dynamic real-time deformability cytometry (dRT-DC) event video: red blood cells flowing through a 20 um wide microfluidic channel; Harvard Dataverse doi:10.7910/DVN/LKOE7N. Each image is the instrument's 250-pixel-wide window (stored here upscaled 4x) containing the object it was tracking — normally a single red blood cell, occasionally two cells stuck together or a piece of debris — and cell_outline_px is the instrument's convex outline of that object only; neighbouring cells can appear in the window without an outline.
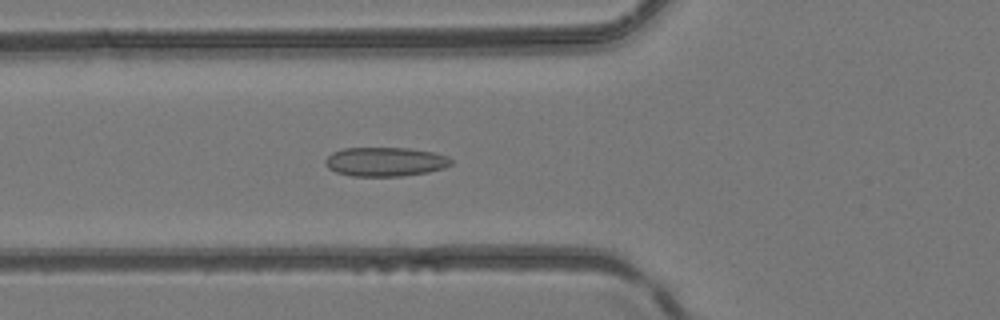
{"species": "common noctule bat (a hibernating species)", "species_latin": "Nyctalus noctula", "temperature_condition": "room temperature", "stored_images_in_passage": 49, "camera_frame_rate_fps": 3000, "um_per_image_px": 0.085, "animal": {"sex": "female", "body_mass_g": 24.6, "forearm_length_mm": 56.2}, "frame": {"image": 1, "passage_image": 19, "time_ms": 6.0, "image_size_px": [1000, 320], "cell_outline_px": [[452, 164], [444, 168], [428, 172], [400, 176], [352, 176], [336, 172], [328, 168], [324, 164], [324, 160], [332, 152], [344, 148], [408, 148], [432, 152], [448, 156], [452, 160]], "centroid_in_image_um": [32.73, 13.75], "position_along_channel_um": 93.1, "area_um2": 21.39}}
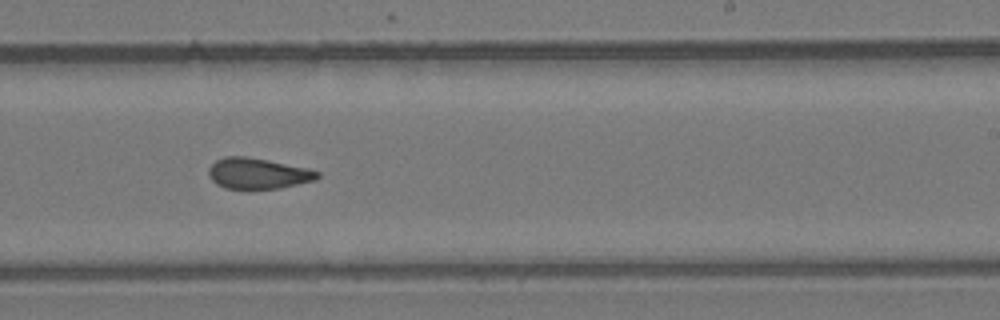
{"frame": {"image": 2, "passage_image": 31, "time_ms": 10.0, "image_size_px": [1000, 320], "cell_outline_px": [[320, 176], [316, 180], [280, 188], [224, 188], [216, 184], [208, 176], [208, 168], [216, 160], [224, 156], [248, 156], [308, 168], [320, 172]], "centroid_in_image_um": [21.91, 14.73], "position_along_channel_um": 267.1, "area_um2": 19.59}}
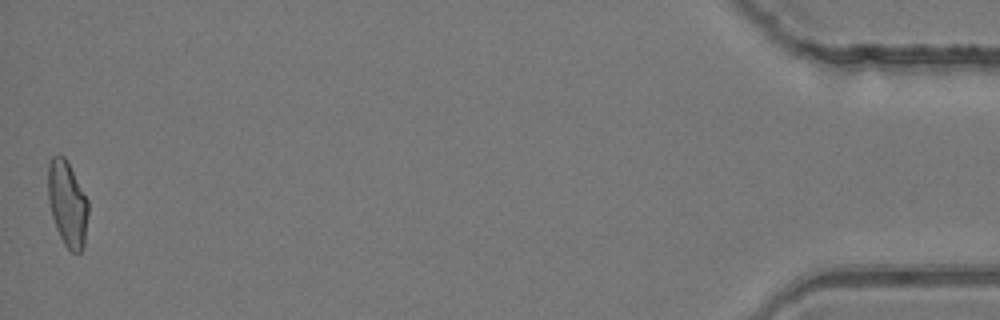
{"frame": {"image": 3, "passage_image": 49, "time_ms": 16.0, "image_size_px": [1000, 320], "cell_outline_px": [[88, 216], [84, 244], [80, 252], [72, 252], [64, 244], [56, 228], [52, 216], [48, 200], [48, 164], [52, 156], [64, 156], [88, 200]], "centroid_in_image_um": [5.72, 17.33], "position_along_channel_um": 429.5, "area_um2": 19.77}}